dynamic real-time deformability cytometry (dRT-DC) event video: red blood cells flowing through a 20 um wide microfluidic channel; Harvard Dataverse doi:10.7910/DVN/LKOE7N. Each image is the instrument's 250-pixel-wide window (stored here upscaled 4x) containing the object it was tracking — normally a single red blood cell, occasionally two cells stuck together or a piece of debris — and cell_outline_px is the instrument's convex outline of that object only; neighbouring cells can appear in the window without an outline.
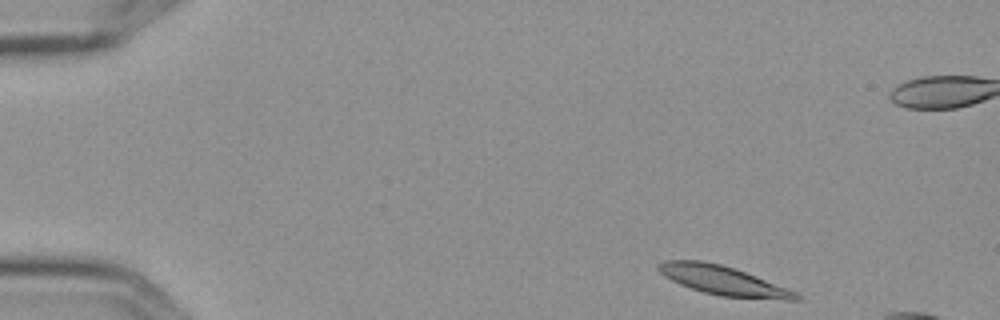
{"species": "Egyptian fruit bat (a non-hibernating species)", "species_latin": "Rousettus aegyptiacus", "temperature_condition": "cold", "stored_images_in_passage": 4, "camera_frame_rate_fps": 3000, "um_per_image_px": 0.085, "frame": {"image": 1, "passage_image": 1, "time_ms": 0.0, "image_size_px": [1000, 320], "cell_outline_px": [[800, 300], [784, 300], [720, 296], [704, 292], [680, 284], [664, 276], [656, 268], [664, 260], [704, 260], [720, 264], [756, 276], [788, 288], [796, 292], [800, 296]], "centroid_in_image_um": [61.48, 23.84], "position_along_channel_um": 23.5, "area_um2": 23.12}}